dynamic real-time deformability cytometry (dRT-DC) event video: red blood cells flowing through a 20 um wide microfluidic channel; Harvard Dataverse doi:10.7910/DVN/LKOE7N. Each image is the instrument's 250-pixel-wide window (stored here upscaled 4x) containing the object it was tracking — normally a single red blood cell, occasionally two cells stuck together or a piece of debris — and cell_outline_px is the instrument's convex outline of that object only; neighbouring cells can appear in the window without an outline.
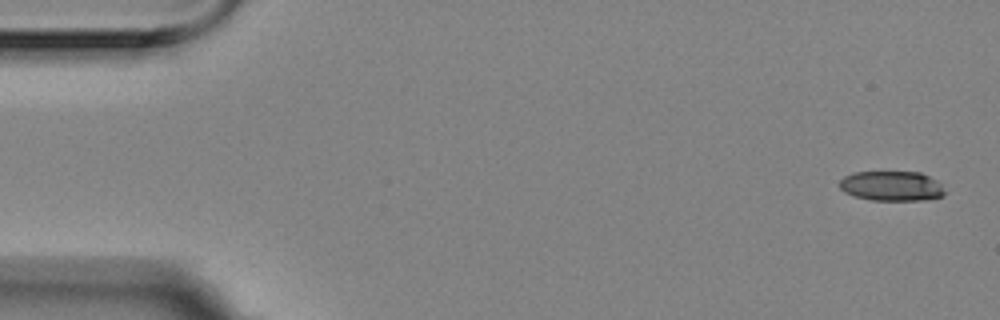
{"species": "Egyptian fruit bat (a non-hibernating species)", "species_latin": "Rousettus aegyptiacus", "temperature_condition": "room temperature", "stored_images_in_passage": 6, "camera_frame_rate_fps": 3000, "um_per_image_px": 0.085, "animal": {"sex": "female"}, "frame": {"image": 1, "passage_image": 1, "time_ms": 0.0, "image_size_px": [1000, 320], "cell_outline_px": [[944, 196], [924, 200], [872, 200], [856, 196], [844, 192], [840, 188], [840, 180], [844, 176], [852, 172], [920, 172], [936, 180], [940, 184], [944, 192]], "centroid_in_image_um": [75.77, 15.81], "position_along_channel_um": 9.2, "area_um2": 18.21}}